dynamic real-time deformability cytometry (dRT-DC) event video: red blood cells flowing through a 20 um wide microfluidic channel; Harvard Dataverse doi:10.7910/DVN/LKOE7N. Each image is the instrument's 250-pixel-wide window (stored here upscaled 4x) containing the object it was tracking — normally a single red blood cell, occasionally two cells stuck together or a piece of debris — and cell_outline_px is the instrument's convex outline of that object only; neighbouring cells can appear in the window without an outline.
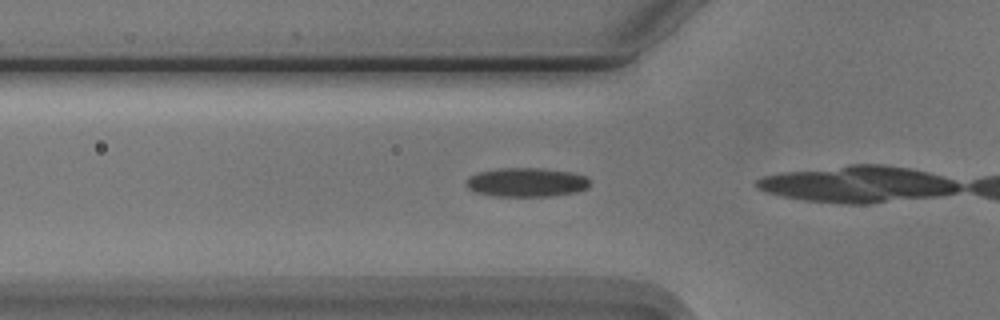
{"species": "Egyptian fruit bat (a non-hibernating species)", "species_latin": "Rousettus aegyptiacus", "temperature_condition": "cold", "stored_images_in_passage": 5, "camera_frame_rate_fps": 3000, "um_per_image_px": 0.085, "animal": {"sex": "male"}, "frame": {"image": 1, "passage_image": 3, "time_ms": 0.667, "image_size_px": [1000, 320], "cell_outline_px": [[592, 180], [588, 188], [576, 192], [552, 196], [492, 196], [476, 192], [468, 188], [464, 184], [464, 180], [468, 176], [476, 172], [500, 168], [540, 168], [572, 172], [588, 176]], "centroid_in_image_um": [44.75, 15.49], "position_along_channel_um": 81.1, "area_um2": 21.39}}